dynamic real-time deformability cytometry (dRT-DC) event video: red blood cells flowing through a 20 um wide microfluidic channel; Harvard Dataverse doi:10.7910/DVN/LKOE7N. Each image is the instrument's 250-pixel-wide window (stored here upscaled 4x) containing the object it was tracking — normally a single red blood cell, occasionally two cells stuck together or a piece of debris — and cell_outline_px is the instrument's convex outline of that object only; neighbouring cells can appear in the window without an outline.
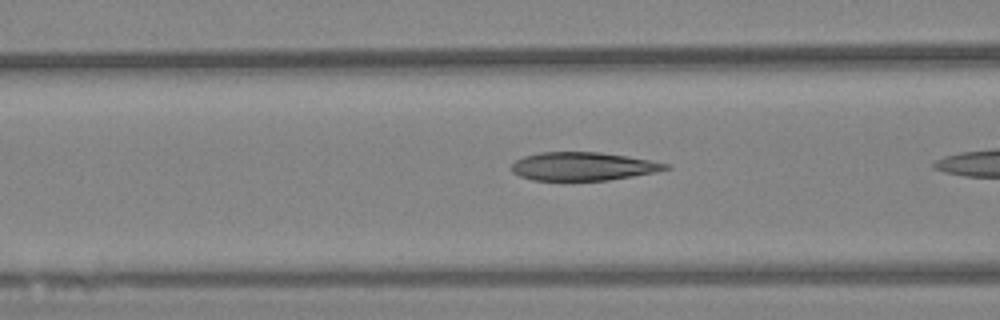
{"species": "Egyptian fruit bat (a non-hibernating species)", "species_latin": "Rousettus aegyptiacus", "temperature_condition": "warm", "stored_images_in_passage": 4, "camera_frame_rate_fps": 3000, "um_per_image_px": 0.085, "animal": {"sex": "female"}, "frame": {"image": 1, "passage_image": 3, "time_ms": 0.667, "image_size_px": [1000, 320], "cell_outline_px": [[672, 168], [656, 172], [608, 180], [532, 180], [520, 176], [512, 172], [512, 164], [516, 160], [524, 156], [540, 152], [600, 152], [672, 164]], "centroid_in_image_um": [49.57, 14.14], "position_along_channel_um": 117.0, "area_um2": 25.32}}